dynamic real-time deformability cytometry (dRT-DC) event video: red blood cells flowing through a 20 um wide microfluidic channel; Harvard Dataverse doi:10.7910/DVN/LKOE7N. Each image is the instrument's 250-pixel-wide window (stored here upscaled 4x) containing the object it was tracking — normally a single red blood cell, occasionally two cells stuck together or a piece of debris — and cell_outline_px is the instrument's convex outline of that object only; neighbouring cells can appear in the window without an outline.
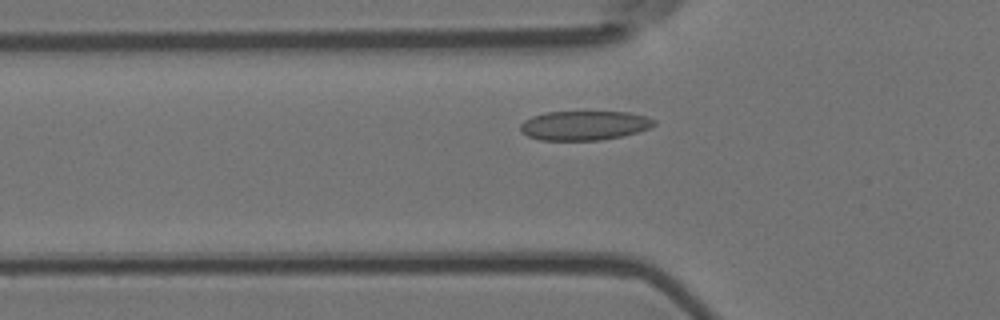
{"species": "Egyptian fruit bat (a non-hibernating species)", "species_latin": "Rousettus aegyptiacus", "temperature_condition": "room temperature", "stored_images_in_passage": 48, "camera_frame_rate_fps": 3000, "um_per_image_px": 0.085, "animal": {"sex": "female"}, "frame": {"image": 1, "passage_image": 11, "time_ms": 3.333, "image_size_px": [1000, 320], "cell_outline_px": [[656, 124], [648, 128], [636, 132], [620, 136], [600, 140], [540, 140], [528, 136], [520, 132], [520, 124], [524, 120], [532, 116], [544, 112], [628, 112], [644, 116], [656, 120]], "centroid_in_image_um": [49.61, 10.66], "position_along_channel_um": 76.2, "area_um2": 22.77}}
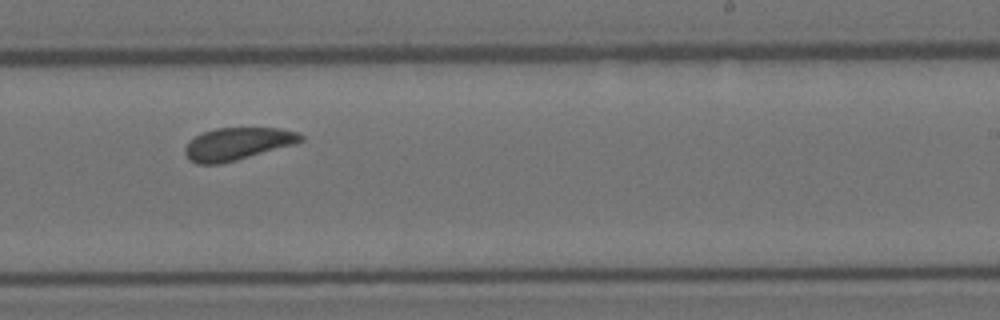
{"frame": {"image": 2, "passage_image": 27, "time_ms": 8.667, "image_size_px": [1000, 320], "cell_outline_px": [[304, 140], [292, 144], [236, 160], [220, 164], [196, 164], [188, 160], [184, 152], [184, 148], [188, 140], [204, 132], [216, 128], [280, 128], [300, 132], [304, 136]], "centroid_in_image_um": [20.14, 12.22], "position_along_channel_um": 268.9, "area_um2": 21.85}}
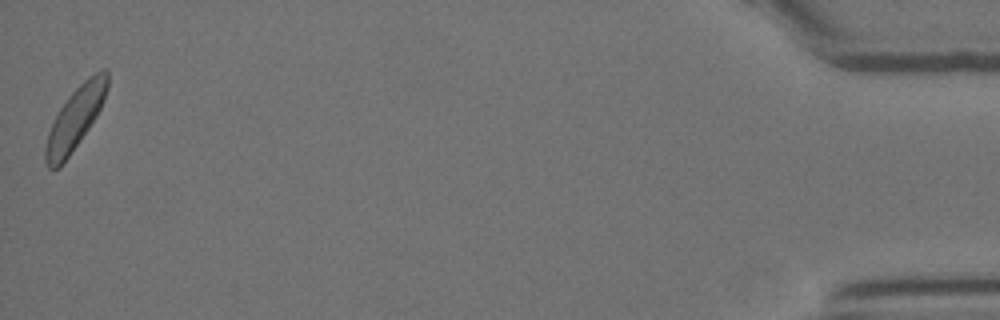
{"frame": {"image": 3, "passage_image": 48, "time_ms": 15.667, "image_size_px": [1000, 320], "cell_outline_px": [[108, 88], [104, 100], [96, 116], [88, 128], [60, 168], [48, 168], [44, 160], [44, 148], [48, 132], [60, 108], [68, 96], [88, 76], [104, 68], [108, 72]], "centroid_in_image_um": [6.38, 10.06], "position_along_channel_um": 428.8, "area_um2": 22.14}, "authors_computed_cell_mechanics": {"area_um2": 22.1374, "velocity_mm_per_s": 3.6122, "shape_relaxation_time_tau1_ms": 3.2964, "shape_relaxation_time_tau2_ms": 8.3437, "deformation_change_tau1": 0.0819, "deformation_change_tau2": 0.1085}}